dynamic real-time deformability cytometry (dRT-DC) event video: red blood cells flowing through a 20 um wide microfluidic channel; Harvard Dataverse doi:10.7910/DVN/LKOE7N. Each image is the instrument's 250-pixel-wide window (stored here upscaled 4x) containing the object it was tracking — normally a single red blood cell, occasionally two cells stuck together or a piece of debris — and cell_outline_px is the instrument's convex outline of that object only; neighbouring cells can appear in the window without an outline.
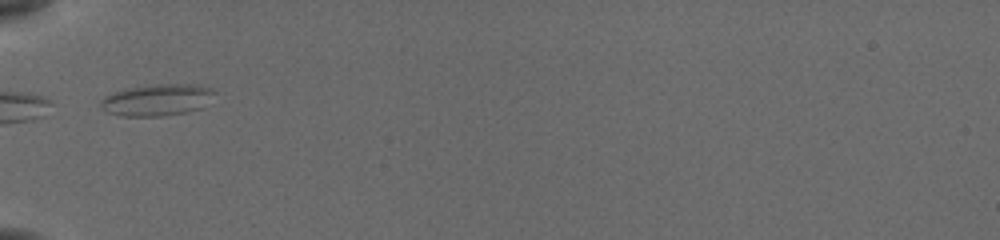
{"species": "common noctule bat (a hibernating species)", "species_latin": "Nyctalus noctula", "temperature_condition": "cold", "stored_images_in_passage": 33, "camera_frame_rate_fps": 3000, "um_per_image_px": 0.085, "animal": {"sex": "female", "body_mass_g": 19.5, "forearm_length_mm": 54.1}, "frame": {"image": 1, "passage_image": 1, "time_ms": 0.0, "image_size_px": [1000, 240], "cell_outline_px": [[212, 92], [200, 108], [184, 112], [160, 116], [120, 116], [108, 112], [100, 104], [104, 96], [112, 92], [128, 88], [156, 84], [192, 84], [208, 88]], "centroid_in_image_um": [13.24, 8.49], "position_along_channel_um": 71.8, "area_um2": 20.29}}
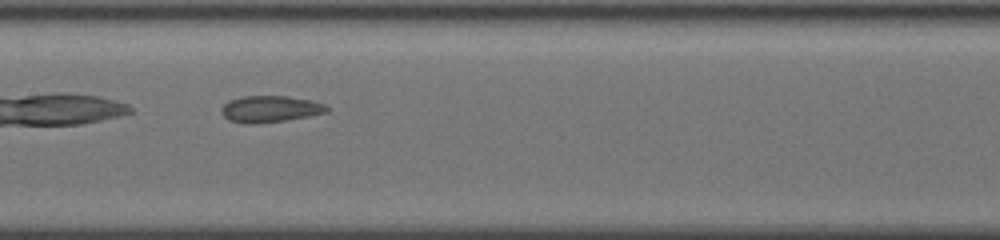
{"frame": {"image": 2, "passage_image": 10, "time_ms": 3.0, "image_size_px": [1000, 240], "cell_outline_px": [[328, 112], [308, 116], [284, 120], [252, 124], [228, 120], [220, 112], [220, 108], [228, 100], [244, 96], [288, 96], [312, 100], [324, 104], [328, 108]], "centroid_in_image_um": [22.94, 9.25], "position_along_channel_um": 184.5, "area_um2": 16.24}}
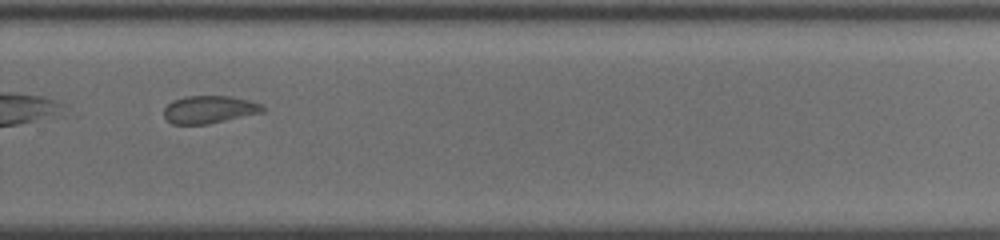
{"frame": {"image": 3, "passage_image": 20, "time_ms": 6.333, "image_size_px": [1000, 240], "cell_outline_px": [[264, 112], [208, 124], [172, 124], [164, 116], [164, 108], [172, 100], [188, 96], [228, 96], [248, 100], [260, 104], [264, 108]], "centroid_in_image_um": [17.77, 9.31], "position_along_channel_um": 312.0, "area_um2": 15.78}, "authors_computed_cell_mechanics": {"area_um2": 16.184, "velocity_mm_per_s": 3.8501, "shape_relaxation_time_tau1_ms": null, "shape_relaxation_time_tau2_ms": 1.1394, "deformation_change_tau1": null, "deformation_change_tau2": 0.0703}}